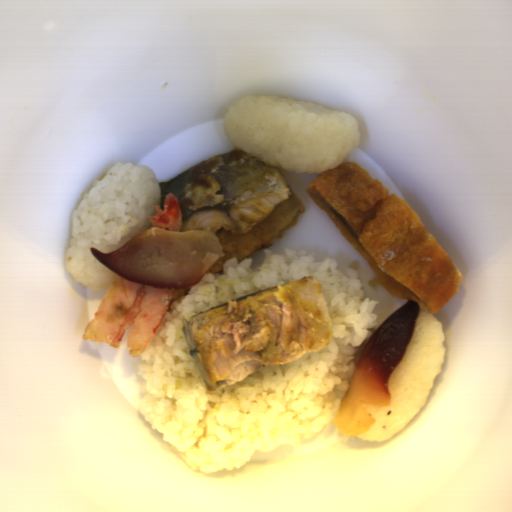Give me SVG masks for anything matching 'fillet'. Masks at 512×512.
Wrapping results in <instances>:
<instances>
[{"instance_id": "e2c912f1", "label": "fillet", "mask_w": 512, "mask_h": 512, "mask_svg": "<svg viewBox=\"0 0 512 512\" xmlns=\"http://www.w3.org/2000/svg\"><path fill=\"white\" fill-rule=\"evenodd\" d=\"M420 313V304L408 300L362 347L332 423L341 434H365L376 425L371 408L391 406L388 381L409 346Z\"/></svg>"}, {"instance_id": "25842a12", "label": "fillet", "mask_w": 512, "mask_h": 512, "mask_svg": "<svg viewBox=\"0 0 512 512\" xmlns=\"http://www.w3.org/2000/svg\"><path fill=\"white\" fill-rule=\"evenodd\" d=\"M109 270L133 283L159 289H187L201 282L225 257L219 237L210 231H170L151 227L117 251L90 247Z\"/></svg>"}]
</instances>
